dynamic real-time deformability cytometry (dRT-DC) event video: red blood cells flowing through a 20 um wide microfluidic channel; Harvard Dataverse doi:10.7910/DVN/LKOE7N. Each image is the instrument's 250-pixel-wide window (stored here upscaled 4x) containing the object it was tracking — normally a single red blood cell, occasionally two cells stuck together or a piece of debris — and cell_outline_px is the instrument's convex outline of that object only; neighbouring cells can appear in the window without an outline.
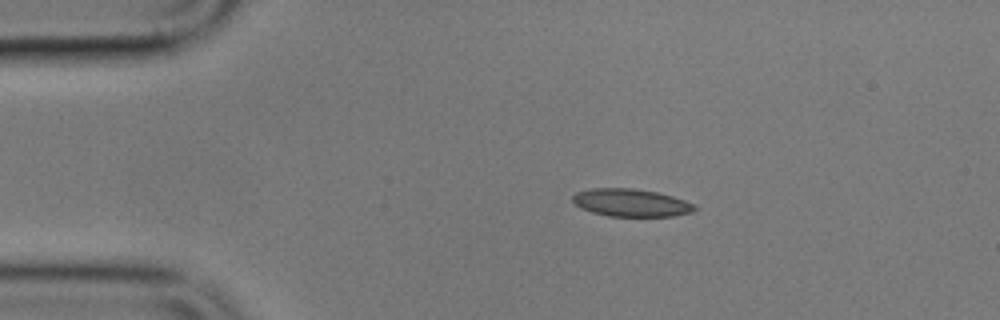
{"species": "common noctule bat (a hibernating species)", "species_latin": "Nyctalus noctula", "temperature_condition": "cold", "stored_images_in_passage": 6, "camera_frame_rate_fps": 3000, "um_per_image_px": 0.085, "animal": {"sex": "male", "body_mass_g": 17.9}, "frame": {"image": 1, "passage_image": 3, "time_ms": 2.333, "image_size_px": [1000, 320], "cell_outline_px": [[696, 208], [692, 212], [672, 216], [608, 216], [592, 212], [580, 208], [572, 200], [572, 196], [576, 192], [592, 188], [632, 188], [656, 192], [672, 196], [696, 204]], "centroid_in_image_um": [53.62, 17.23], "position_along_channel_um": 31.4, "area_um2": 19.65}}
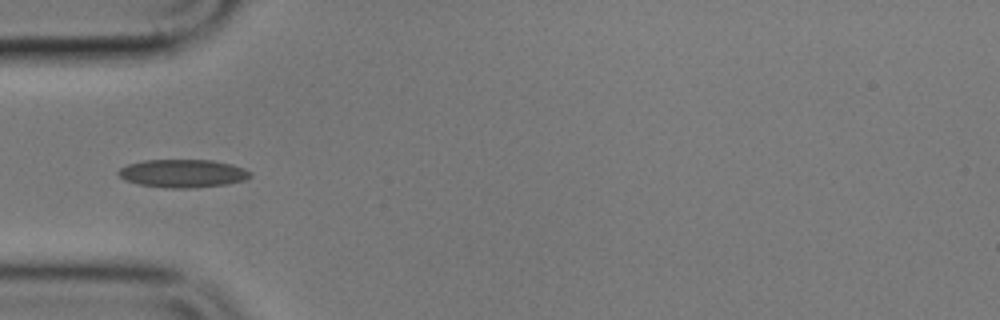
{"frame": {"image": 2, "passage_image": 5, "time_ms": 4.667, "image_size_px": [1000, 320], "cell_outline_px": [[252, 176], [244, 180], [224, 184], [196, 188], [168, 188], [140, 184], [124, 180], [116, 172], [120, 168], [128, 164], [144, 160], [212, 160], [232, 164], [244, 168], [252, 172]], "centroid_in_image_um": [15.54, 14.73], "position_along_channel_um": 69.5, "area_um2": 21.62}}
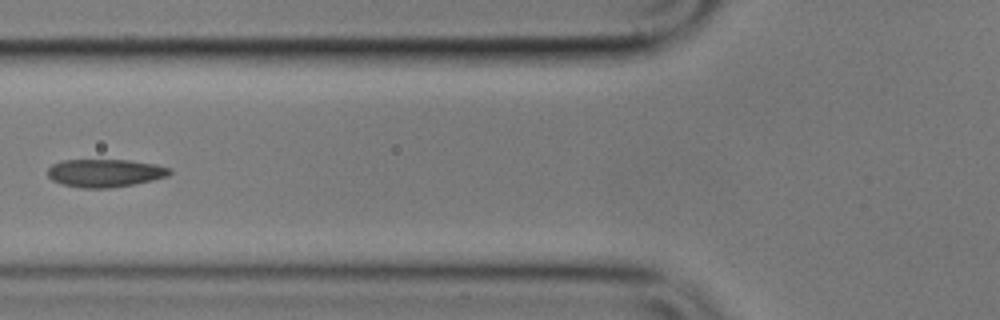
{"frame": {"image": 3, "passage_image": 6, "time_ms": 6.0, "image_size_px": [1000, 320], "cell_outline_px": [[172, 172], [168, 176], [152, 180], [132, 184], [108, 188], [80, 188], [64, 184], [52, 180], [48, 176], [48, 168], [52, 164], [60, 160], [128, 160], [156, 164], [172, 168]], "centroid_in_image_um": [8.93, 14.7], "position_along_channel_um": 116.9, "area_um2": 19.88}}